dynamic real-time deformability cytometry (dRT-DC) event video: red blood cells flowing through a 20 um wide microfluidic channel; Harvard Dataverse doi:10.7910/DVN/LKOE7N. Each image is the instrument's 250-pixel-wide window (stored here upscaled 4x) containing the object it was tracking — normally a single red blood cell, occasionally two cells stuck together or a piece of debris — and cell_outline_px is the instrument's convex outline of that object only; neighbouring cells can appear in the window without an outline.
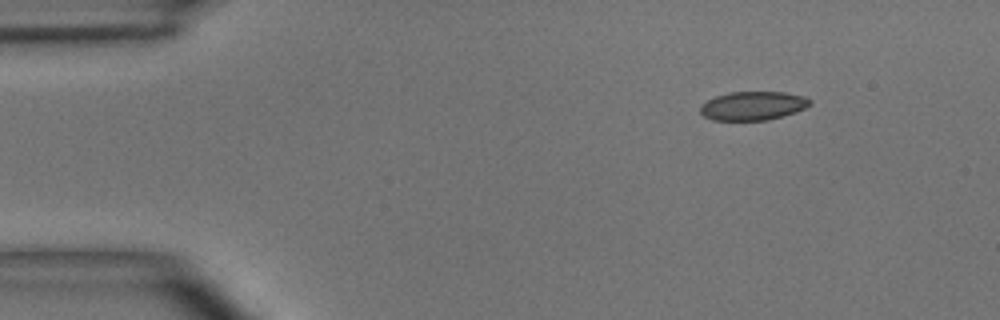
{"species": "common noctule bat (a hibernating species)", "species_latin": "Nyctalus noctula", "temperature_condition": "room temperature", "stored_images_in_passage": 4, "camera_frame_rate_fps": 3000, "um_per_image_px": 0.085, "animal": {"sex": "male", "body_mass_g": 15.6}, "frame": {"image": 1, "passage_image": 1, "time_ms": 0.0, "image_size_px": [1000, 320], "cell_outline_px": [[812, 104], [796, 112], [784, 116], [768, 120], [712, 120], [704, 116], [700, 112], [700, 104], [716, 96], [728, 92], [784, 92], [804, 96]], "centroid_in_image_um": [63.98, 8.99], "position_along_channel_um": 21.0, "area_um2": 18.38}}
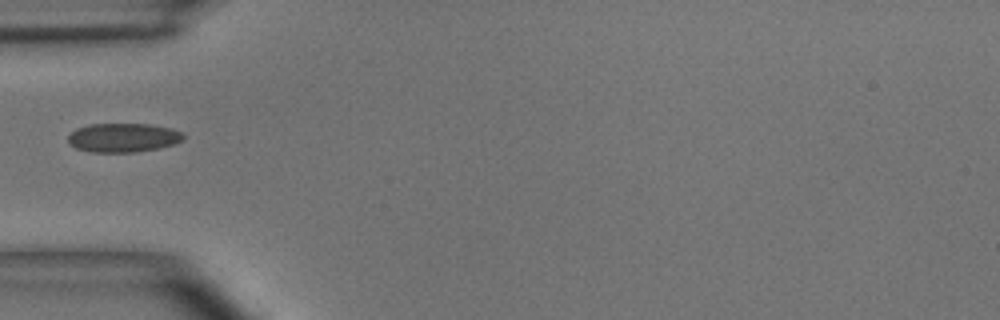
{"frame": {"image": 2, "passage_image": 4, "time_ms": 3.333, "image_size_px": [1000, 320], "cell_outline_px": [[184, 140], [176, 144], [136, 152], [92, 152], [76, 148], [68, 144], [68, 136], [76, 128], [92, 124], [148, 124], [172, 128], [180, 132], [184, 136]], "centroid_in_image_um": [10.47, 11.7], "position_along_channel_um": 74.5, "area_um2": 19.48}}